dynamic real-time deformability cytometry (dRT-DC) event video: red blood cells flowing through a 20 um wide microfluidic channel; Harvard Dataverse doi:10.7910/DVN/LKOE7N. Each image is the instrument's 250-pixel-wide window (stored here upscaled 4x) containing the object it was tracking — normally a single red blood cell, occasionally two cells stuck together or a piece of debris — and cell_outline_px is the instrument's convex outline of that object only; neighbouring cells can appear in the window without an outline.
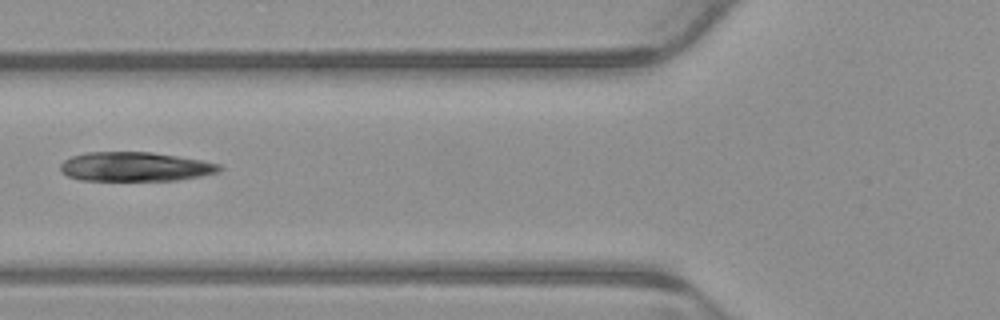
{"species": "common noctule bat (a hibernating species)", "species_latin": "Nyctalus noctula", "temperature_condition": "warm", "stored_images_in_passage": 6, "camera_frame_rate_fps": 3000, "um_per_image_px": 0.085, "animal": {"sex": "male", "body_mass_g": 23.1, "forearm_length_mm": 52.7}, "frame": {"image": 1, "passage_image": 6, "time_ms": 1.667, "image_size_px": [1000, 320], "cell_outline_px": [[224, 168], [216, 172], [200, 176], [176, 180], [80, 180], [68, 176], [60, 172], [60, 164], [64, 160], [72, 156], [88, 152], [152, 152], [200, 160], [220, 164]], "centroid_in_image_um": [11.45, 14.17], "position_along_channel_um": 114.3, "area_um2": 26.93}}